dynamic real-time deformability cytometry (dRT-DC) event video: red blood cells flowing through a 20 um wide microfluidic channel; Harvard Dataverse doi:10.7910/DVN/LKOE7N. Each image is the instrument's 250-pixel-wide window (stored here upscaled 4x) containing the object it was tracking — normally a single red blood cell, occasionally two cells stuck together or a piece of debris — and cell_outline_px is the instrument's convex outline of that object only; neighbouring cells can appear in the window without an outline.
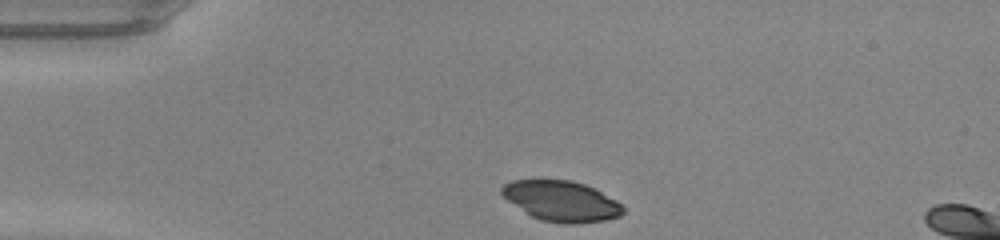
{"species": "common noctule bat (a hibernating species)", "species_latin": "Nyctalus noctula", "temperature_condition": "warm", "stored_images_in_passage": 34, "camera_frame_rate_fps": 3000, "um_per_image_px": 0.085, "animal": {"sex": "male", "body_mass_g": 20.0, "forearm_length_mm": 53.3}, "frame": {"image": 1, "passage_image": 1, "time_ms": 0.0, "image_size_px": [1000, 240], "cell_outline_px": [[624, 212], [620, 216], [604, 220], [576, 224], [564, 224], [540, 220], [524, 212], [508, 200], [500, 192], [500, 188], [504, 184], [512, 180], [572, 180], [584, 184], [616, 200], [624, 208]], "centroid_in_image_um": [47.7, 17.1], "position_along_channel_um": 37.3, "area_um2": 28.44}}
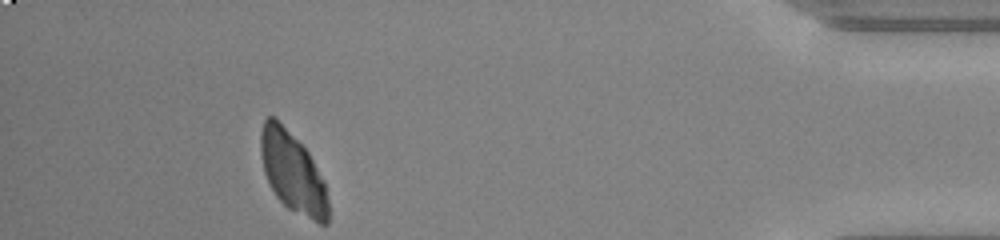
{"frame": {"image": 2, "passage_image": 34, "time_ms": 11.0, "image_size_px": [1000, 240], "cell_outline_px": [[328, 224], [320, 224], [288, 208], [276, 196], [264, 172], [260, 152], [260, 132], [264, 120], [268, 116], [276, 116], [308, 152], [324, 180], [328, 200]], "centroid_in_image_um": [24.87, 14.62], "position_along_channel_um": 410.3, "area_um2": 31.62}}